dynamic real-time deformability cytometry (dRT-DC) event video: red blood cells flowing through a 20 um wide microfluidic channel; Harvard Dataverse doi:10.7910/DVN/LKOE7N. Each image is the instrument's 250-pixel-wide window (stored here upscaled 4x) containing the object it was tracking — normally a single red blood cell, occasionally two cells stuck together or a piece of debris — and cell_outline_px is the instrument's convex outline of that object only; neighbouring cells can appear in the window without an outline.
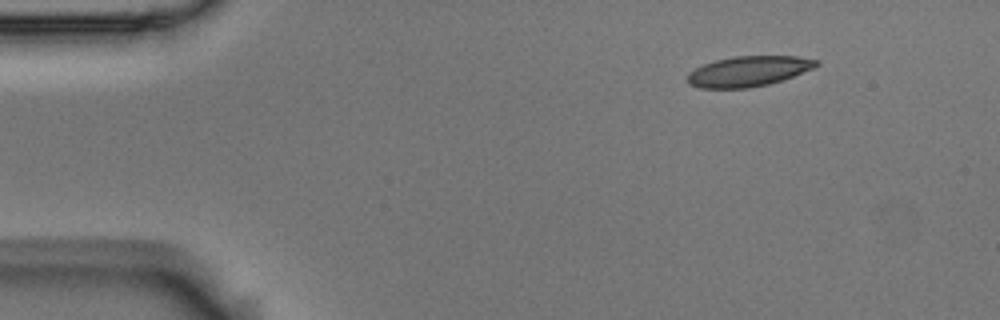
{"species": "Egyptian fruit bat (a non-hibernating species)", "species_latin": "Rousettus aegyptiacus", "temperature_condition": "room temperature", "stored_images_in_passage": 3, "camera_frame_rate_fps": 3000, "um_per_image_px": 0.085, "animal": {"sex": "male"}, "frame": {"image": 1, "passage_image": 1, "time_ms": 0.0, "image_size_px": [1000, 320], "cell_outline_px": [[820, 64], [816, 68], [768, 84], [748, 88], [700, 88], [688, 84], [688, 72], [704, 64], [716, 60], [736, 56], [796, 56], [820, 60]], "centroid_in_image_um": [63.65, 6.05], "position_along_channel_um": 21.4, "area_um2": 22.72}}
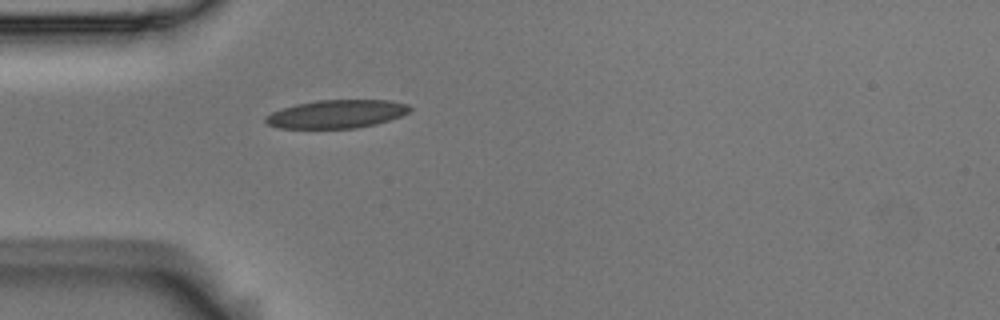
{"frame": {"image": 2, "passage_image": 3, "time_ms": 0.667, "image_size_px": [1000, 320], "cell_outline_px": [[412, 108], [408, 112], [400, 116], [376, 124], [356, 128], [280, 128], [268, 124], [264, 120], [264, 116], [272, 112], [296, 104], [316, 100], [388, 100], [408, 104]], "centroid_in_image_um": [28.61, 9.69], "position_along_channel_um": 56.4, "area_um2": 23.64}}